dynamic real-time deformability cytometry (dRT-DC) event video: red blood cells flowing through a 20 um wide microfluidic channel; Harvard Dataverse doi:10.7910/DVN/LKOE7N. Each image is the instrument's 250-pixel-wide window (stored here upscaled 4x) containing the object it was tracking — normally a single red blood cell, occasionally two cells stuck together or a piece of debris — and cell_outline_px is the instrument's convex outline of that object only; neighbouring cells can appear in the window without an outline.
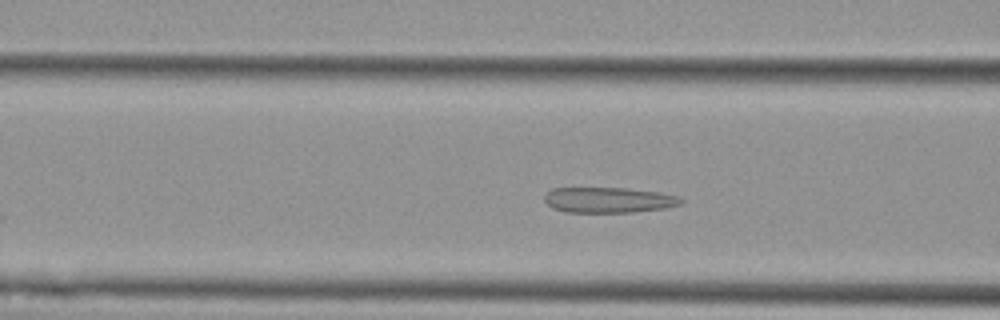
{"species": "Egyptian fruit bat (a non-hibernating species)", "species_latin": "Rousettus aegyptiacus", "temperature_condition": "cold", "stored_images_in_passage": 17, "camera_frame_rate_fps": 3000, "um_per_image_px": 0.085, "animal": {"sex": "female"}, "frame": {"image": 1, "passage_image": 8, "time_ms": 2.333, "image_size_px": [1000, 320], "cell_outline_px": [[684, 200], [680, 204], [668, 208], [632, 212], [564, 212], [552, 208], [544, 200], [544, 196], [552, 188], [628, 188], [660, 192], [676, 196]], "centroid_in_image_um": [51.73, 17.0], "position_along_channel_um": 114.9, "area_um2": 20.35}}
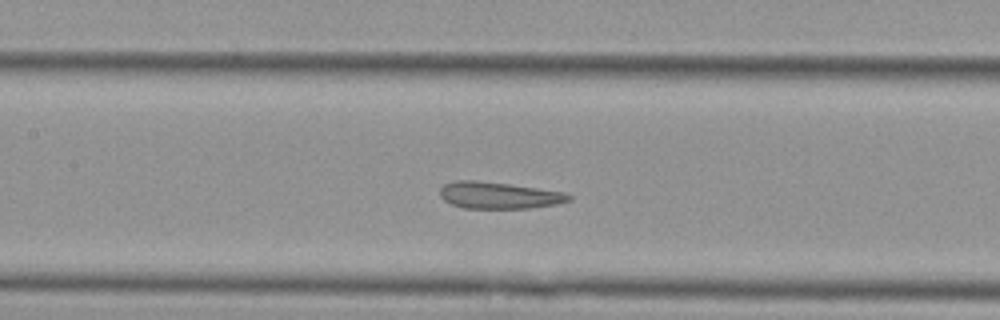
{"frame": {"image": 2, "passage_image": 12, "time_ms": 3.667, "image_size_px": [1000, 320], "cell_outline_px": [[572, 200], [556, 204], [532, 208], [464, 208], [452, 204], [444, 200], [440, 196], [440, 188], [444, 184], [456, 180], [476, 180], [508, 184], [564, 192], [572, 196]], "centroid_in_image_um": [42.39, 16.6], "position_along_channel_um": 165.0, "area_um2": 20.0}}